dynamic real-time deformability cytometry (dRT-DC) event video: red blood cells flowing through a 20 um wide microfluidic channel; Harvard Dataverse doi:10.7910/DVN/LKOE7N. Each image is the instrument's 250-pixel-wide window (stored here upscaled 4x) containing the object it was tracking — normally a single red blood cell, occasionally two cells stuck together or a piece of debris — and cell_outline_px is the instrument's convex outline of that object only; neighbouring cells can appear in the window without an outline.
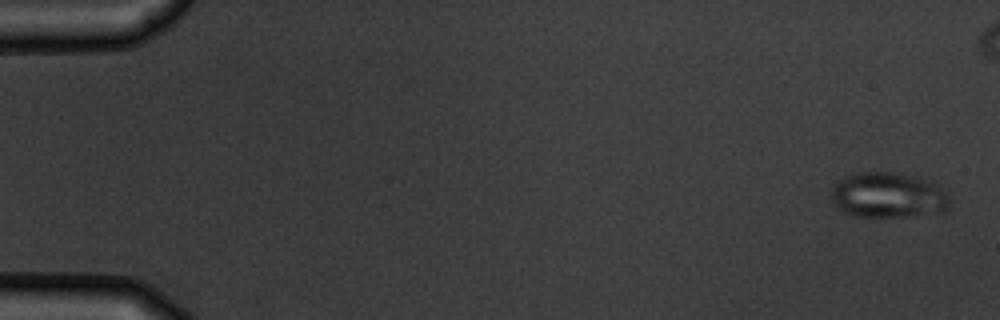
{"species": "common noctule bat (a hibernating species)", "species_latin": "Nyctalus noctula", "temperature_condition": "warm", "stored_images_in_passage": 7, "camera_frame_rate_fps": 3000, "um_per_image_px": 0.085, "animal": {"sex": "male", "body_mass_g": 19.5, "forearm_length_mm": 54.6}, "frame": {"image": 1, "passage_image": 1, "time_ms": 0.0, "image_size_px": [1000, 320], "cell_outline_px": [[952, 200], [948, 208], [944, 212], [908, 216], [856, 216], [844, 212], [836, 208], [832, 200], [832, 184], [844, 176], [856, 172], [892, 172], [912, 176], [928, 180], [940, 184]], "centroid_in_image_um": [75.51, 16.58], "position_along_channel_um": 9.5, "area_um2": 31.79}}